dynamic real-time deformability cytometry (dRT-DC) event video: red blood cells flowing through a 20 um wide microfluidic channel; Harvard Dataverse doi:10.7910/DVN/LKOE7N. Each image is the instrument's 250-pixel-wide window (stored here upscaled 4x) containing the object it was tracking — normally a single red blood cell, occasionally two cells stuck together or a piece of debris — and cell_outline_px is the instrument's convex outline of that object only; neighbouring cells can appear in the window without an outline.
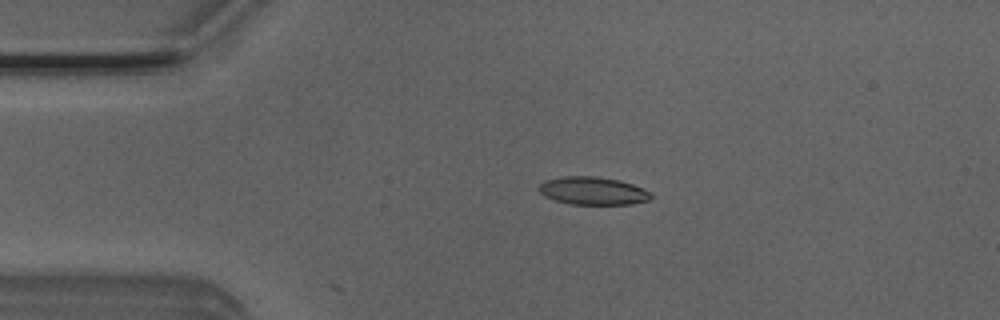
{"species": "Egyptian fruit bat (a non-hibernating species)", "species_latin": "Rousettus aegyptiacus", "temperature_condition": "room temperature", "stored_images_in_passage": 51, "camera_frame_rate_fps": 3000, "um_per_image_px": 0.085, "animal": {"sex": "male"}, "frame": {"image": 1, "passage_image": 11, "time_ms": 3.333, "image_size_px": [1000, 320], "cell_outline_px": [[652, 196], [648, 200], [632, 204], [572, 204], [556, 200], [544, 196], [540, 192], [540, 184], [544, 180], [564, 176], [596, 176], [620, 180], [644, 188], [652, 192]], "centroid_in_image_um": [50.43, 16.21], "position_along_channel_um": 34.6, "area_um2": 18.21}}
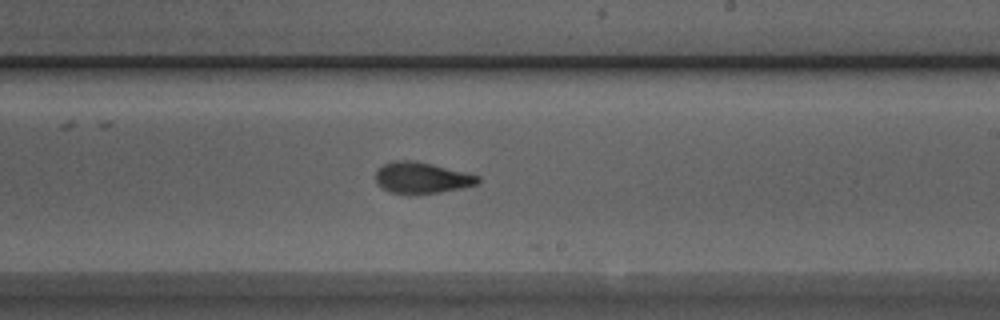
{"frame": {"image": 2, "passage_image": 30, "time_ms": 9.667, "image_size_px": [1000, 320], "cell_outline_px": [[480, 180], [476, 184], [460, 188], [440, 192], [408, 196], [388, 192], [380, 188], [376, 184], [376, 172], [384, 164], [392, 160], [416, 160], [480, 176]], "centroid_in_image_um": [35.78, 15.14], "position_along_channel_um": 253.2, "area_um2": 18.96}}
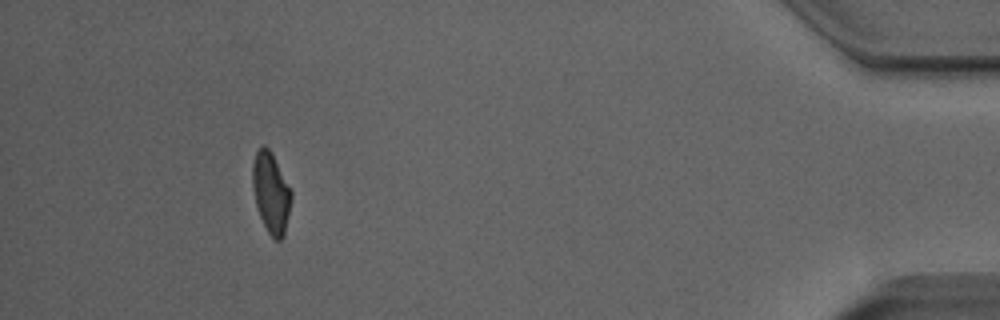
{"frame": {"image": 3, "passage_image": 47, "time_ms": 15.333, "image_size_px": [1000, 320], "cell_outline_px": [[292, 200], [284, 236], [280, 240], [276, 240], [268, 232], [260, 216], [256, 204], [252, 188], [252, 164], [256, 152], [264, 144], [272, 152], [292, 192]], "centroid_in_image_um": [23.04, 16.37], "position_along_channel_um": 412.2, "area_um2": 18.21}, "authors_computed_cell_mechanics": {"area_um2": 18.3226, "velocity_mm_per_s": 4.0119, "shape_relaxation_time_tau1_ms": 5.1164, "shape_relaxation_time_tau2_ms": 1.3713, "deformation_change_tau1": 0.2006, "deformation_change_tau2": 0.0794}}